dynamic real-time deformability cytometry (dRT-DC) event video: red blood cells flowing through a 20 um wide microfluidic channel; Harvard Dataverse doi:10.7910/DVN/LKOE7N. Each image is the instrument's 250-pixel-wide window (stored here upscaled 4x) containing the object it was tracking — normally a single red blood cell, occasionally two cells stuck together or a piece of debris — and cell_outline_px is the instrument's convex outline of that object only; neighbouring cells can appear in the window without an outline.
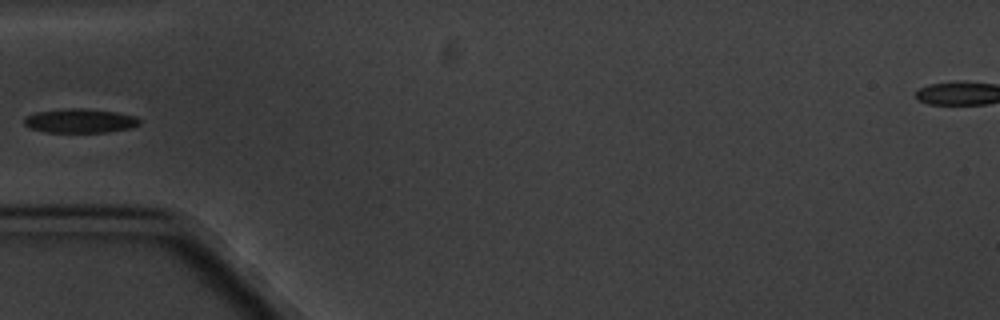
{"species": "common noctule bat (a hibernating species)", "species_latin": "Nyctalus noctula", "temperature_condition": "cold", "stored_images_in_passage": 6, "camera_frame_rate_fps": 3000, "um_per_image_px": 0.085, "animal": {"sex": "male", "body_mass_g": 20.1, "forearm_length_mm": 53.5}, "frame": {"image": 1, "passage_image": 6, "time_ms": 5.667, "image_size_px": [1000, 320], "cell_outline_px": [[140, 124], [132, 128], [108, 132], [44, 132], [28, 128], [24, 124], [24, 116], [36, 112], [68, 108], [80, 108], [116, 112], [136, 116], [140, 120]], "centroid_in_image_um": [6.79, 10.27], "position_along_channel_um": 78.2, "area_um2": 16.36}}